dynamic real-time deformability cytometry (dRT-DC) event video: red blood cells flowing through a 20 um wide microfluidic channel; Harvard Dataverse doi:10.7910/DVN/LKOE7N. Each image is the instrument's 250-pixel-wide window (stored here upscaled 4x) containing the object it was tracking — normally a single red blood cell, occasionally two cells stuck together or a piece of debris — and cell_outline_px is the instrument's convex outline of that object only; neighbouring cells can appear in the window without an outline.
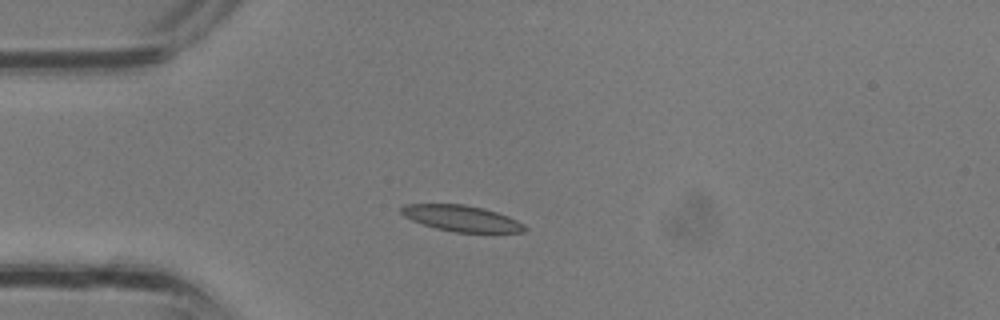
{"species": "common noctule bat (a hibernating species)", "species_latin": "Nyctalus noctula", "temperature_condition": "room temperature", "stored_images_in_passage": 27, "camera_frame_rate_fps": 3000, "um_per_image_px": 0.085, "animal": {"sex": "male", "body_mass_g": 13.3}, "frame": {"image": 1, "passage_image": 1, "time_ms": 0.0, "image_size_px": [1000, 320], "cell_outline_px": [[528, 228], [524, 232], [456, 232], [436, 228], [412, 220], [404, 216], [400, 212], [400, 208], [404, 204], [464, 204], [484, 208], [508, 216], [524, 224]], "centroid_in_image_um": [39.23, 18.55], "position_along_channel_um": 45.8, "area_um2": 18.61}}
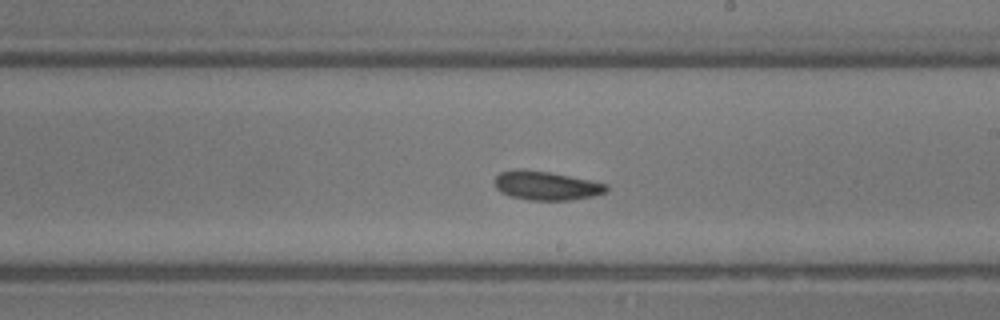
{"frame": {"image": 2, "passage_image": 12, "time_ms": 3.667, "image_size_px": [1000, 320], "cell_outline_px": [[608, 192], [592, 196], [568, 200], [528, 200], [512, 196], [500, 192], [496, 188], [492, 180], [500, 172], [520, 168], [548, 172], [608, 184]], "centroid_in_image_um": [46.39, 15.77], "position_along_channel_um": 242.6, "area_um2": 18.79}}
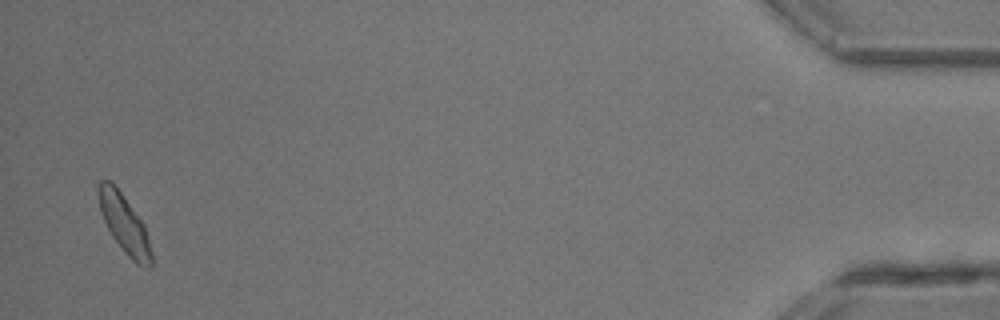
{"frame": {"image": 3, "passage_image": 26, "time_ms": 8.333, "image_size_px": [1000, 320], "cell_outline_px": [[152, 268], [148, 268], [136, 264], [124, 252], [112, 236], [100, 212], [100, 180], [112, 180], [144, 224], [148, 236], [152, 256]], "centroid_in_image_um": [10.61, 19.08], "position_along_channel_um": 424.6, "area_um2": 17.69}}